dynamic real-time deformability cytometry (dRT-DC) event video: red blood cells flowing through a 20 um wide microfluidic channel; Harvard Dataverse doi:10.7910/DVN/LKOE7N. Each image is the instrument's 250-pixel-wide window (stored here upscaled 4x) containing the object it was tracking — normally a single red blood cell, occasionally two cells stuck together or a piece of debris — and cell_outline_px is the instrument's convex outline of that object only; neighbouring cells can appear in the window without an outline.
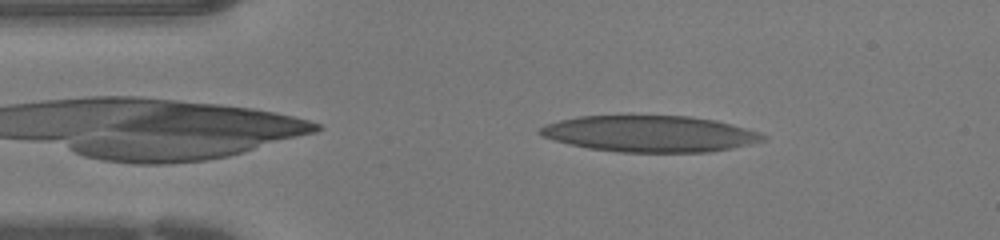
{"species": "human", "species_latin": "Homo sapiens", "temperature_condition": "warm", "stored_images_in_passage": 40, "camera_frame_rate_fps": 3000, "um_per_image_px": 0.085, "donor": {"sex": "female"}, "frame": {"image": 1, "passage_image": 3, "time_ms": 0.667, "image_size_px": [1000, 240], "cell_outline_px": [[768, 140], [732, 148], [708, 152], [620, 152], [588, 148], [568, 144], [552, 140], [536, 132], [544, 124], [560, 120], [580, 116], [688, 116], [716, 120], [732, 124], [760, 132], [768, 136]], "centroid_in_image_um": [55.27, 11.37], "position_along_channel_um": 29.7, "area_um2": 47.34}}
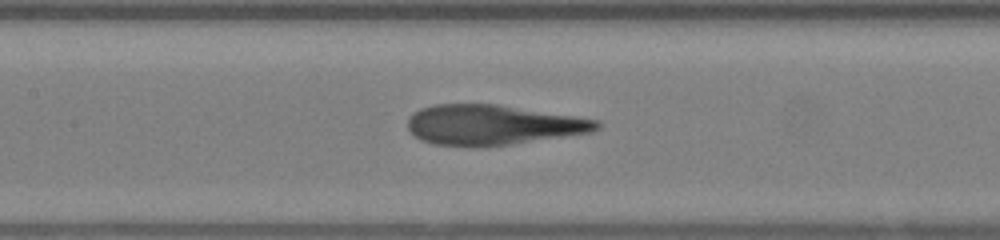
{"frame": {"image": 2, "passage_image": 15, "time_ms": 4.667, "image_size_px": [1000, 240], "cell_outline_px": [[600, 128], [592, 132], [512, 144], [480, 148], [432, 144], [420, 140], [408, 128], [408, 116], [412, 112], [420, 108], [432, 104], [496, 104], [576, 116], [596, 120], [600, 124]], "centroid_in_image_um": [41.83, 10.62], "position_along_channel_um": 165.6, "area_um2": 44.51}}
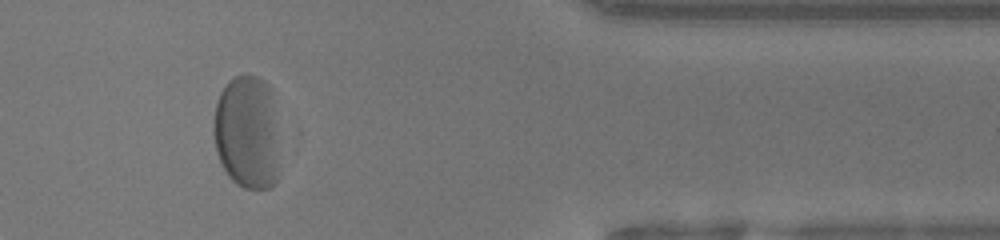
{"frame": {"image": 3, "passage_image": 32, "time_ms": 10.333, "image_size_px": [1000, 240], "cell_outline_px": [[276, 180], [268, 188], [244, 188], [236, 184], [228, 176], [216, 152], [212, 132], [212, 124], [216, 104], [220, 92], [228, 80], [244, 72], [256, 76], [264, 80], [268, 84], [272, 92], [276, 176]], "centroid_in_image_um": [20.91, 11.18], "position_along_channel_um": 390.5, "area_um2": 43.12}}